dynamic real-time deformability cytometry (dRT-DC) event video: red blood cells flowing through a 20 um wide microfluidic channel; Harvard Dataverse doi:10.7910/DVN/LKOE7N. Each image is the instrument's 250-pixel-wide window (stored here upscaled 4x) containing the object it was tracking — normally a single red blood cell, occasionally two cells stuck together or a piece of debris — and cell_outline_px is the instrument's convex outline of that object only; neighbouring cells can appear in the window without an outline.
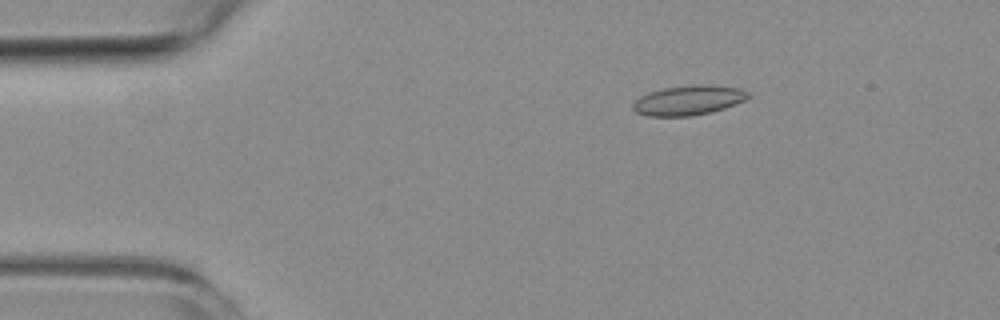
{"species": "common noctule bat (a hibernating species)", "species_latin": "Nyctalus noctula", "temperature_condition": "room temperature", "stored_images_in_passage": 4, "camera_frame_rate_fps": 3000, "um_per_image_px": 0.085, "animal": {"sex": "female", "body_mass_g": 19.3, "forearm_length_mm": 54.1}, "frame": {"image": 1, "passage_image": 2, "time_ms": 1.333, "image_size_px": [1000, 320], "cell_outline_px": [[752, 96], [744, 100], [724, 108], [712, 112], [692, 116], [648, 116], [636, 112], [632, 108], [632, 104], [640, 96], [648, 92], [664, 88], [700, 84], [704, 84], [740, 88], [748, 92]], "centroid_in_image_um": [58.51, 8.52], "position_along_channel_um": 26.5, "area_um2": 19.94}}